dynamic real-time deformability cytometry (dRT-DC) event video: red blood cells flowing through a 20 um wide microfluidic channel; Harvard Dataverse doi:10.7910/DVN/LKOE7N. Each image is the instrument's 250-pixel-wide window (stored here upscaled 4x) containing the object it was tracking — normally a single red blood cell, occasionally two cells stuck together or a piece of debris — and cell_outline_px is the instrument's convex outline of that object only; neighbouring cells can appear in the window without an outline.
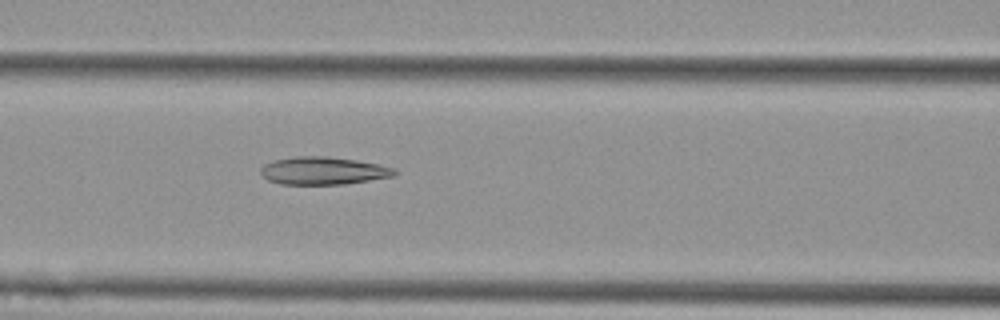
{"species": "Egyptian fruit bat (a non-hibernating species)", "species_latin": "Rousettus aegyptiacus", "temperature_condition": "cold", "stored_images_in_passage": 4, "camera_frame_rate_fps": 3000, "um_per_image_px": 0.085, "animal": {"sex": "female"}, "frame": {"image": 1, "passage_image": 4, "time_ms": 1.0, "image_size_px": [1000, 320], "cell_outline_px": [[396, 176], [344, 184], [280, 184], [268, 180], [260, 172], [260, 168], [264, 164], [272, 160], [296, 156], [328, 156], [356, 160], [396, 168]], "centroid_in_image_um": [27.46, 14.51], "position_along_channel_um": 139.1, "area_um2": 21.68}}